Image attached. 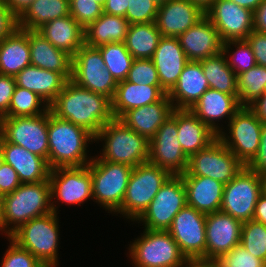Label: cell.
Here are the masks:
<instances>
[{"mask_svg": "<svg viewBox=\"0 0 266 267\" xmlns=\"http://www.w3.org/2000/svg\"><path fill=\"white\" fill-rule=\"evenodd\" d=\"M77 85L94 93L114 97L117 82L106 68L97 47L84 44L73 56L72 79Z\"/></svg>", "mask_w": 266, "mask_h": 267, "instance_id": "obj_15", "label": "cell"}, {"mask_svg": "<svg viewBox=\"0 0 266 267\" xmlns=\"http://www.w3.org/2000/svg\"><path fill=\"white\" fill-rule=\"evenodd\" d=\"M240 244L249 253L266 262V225L253 219L243 222Z\"/></svg>", "mask_w": 266, "mask_h": 267, "instance_id": "obj_42", "label": "cell"}, {"mask_svg": "<svg viewBox=\"0 0 266 267\" xmlns=\"http://www.w3.org/2000/svg\"><path fill=\"white\" fill-rule=\"evenodd\" d=\"M93 202L113 214L122 206L133 167L100 159L96 154L89 163Z\"/></svg>", "mask_w": 266, "mask_h": 267, "instance_id": "obj_8", "label": "cell"}, {"mask_svg": "<svg viewBox=\"0 0 266 267\" xmlns=\"http://www.w3.org/2000/svg\"><path fill=\"white\" fill-rule=\"evenodd\" d=\"M15 80L16 86L35 92L49 106L68 81L61 73L34 65L26 66L15 76Z\"/></svg>", "mask_w": 266, "mask_h": 267, "instance_id": "obj_29", "label": "cell"}, {"mask_svg": "<svg viewBox=\"0 0 266 267\" xmlns=\"http://www.w3.org/2000/svg\"><path fill=\"white\" fill-rule=\"evenodd\" d=\"M262 121L249 106H242L217 138L246 166L256 155Z\"/></svg>", "mask_w": 266, "mask_h": 267, "instance_id": "obj_9", "label": "cell"}, {"mask_svg": "<svg viewBox=\"0 0 266 267\" xmlns=\"http://www.w3.org/2000/svg\"><path fill=\"white\" fill-rule=\"evenodd\" d=\"M93 142L95 136L85 128L61 119L48 110L47 163L50 169L88 165L94 157L89 149Z\"/></svg>", "mask_w": 266, "mask_h": 267, "instance_id": "obj_2", "label": "cell"}, {"mask_svg": "<svg viewBox=\"0 0 266 267\" xmlns=\"http://www.w3.org/2000/svg\"><path fill=\"white\" fill-rule=\"evenodd\" d=\"M151 60L156 67L161 88L168 94L188 62L178 37L162 36Z\"/></svg>", "mask_w": 266, "mask_h": 267, "instance_id": "obj_23", "label": "cell"}, {"mask_svg": "<svg viewBox=\"0 0 266 267\" xmlns=\"http://www.w3.org/2000/svg\"><path fill=\"white\" fill-rule=\"evenodd\" d=\"M4 154H3V150H2V144H1V135H0V167L3 165L4 163Z\"/></svg>", "mask_w": 266, "mask_h": 267, "instance_id": "obj_62", "label": "cell"}, {"mask_svg": "<svg viewBox=\"0 0 266 267\" xmlns=\"http://www.w3.org/2000/svg\"><path fill=\"white\" fill-rule=\"evenodd\" d=\"M49 105L35 92L15 86L8 113L4 117H28L46 113Z\"/></svg>", "mask_w": 266, "mask_h": 267, "instance_id": "obj_40", "label": "cell"}, {"mask_svg": "<svg viewBox=\"0 0 266 267\" xmlns=\"http://www.w3.org/2000/svg\"><path fill=\"white\" fill-rule=\"evenodd\" d=\"M254 12L263 0H229Z\"/></svg>", "mask_w": 266, "mask_h": 267, "instance_id": "obj_58", "label": "cell"}, {"mask_svg": "<svg viewBox=\"0 0 266 267\" xmlns=\"http://www.w3.org/2000/svg\"><path fill=\"white\" fill-rule=\"evenodd\" d=\"M94 143H101L102 160L136 167L148 162L149 140L126 126L120 119H112L95 136Z\"/></svg>", "mask_w": 266, "mask_h": 267, "instance_id": "obj_4", "label": "cell"}, {"mask_svg": "<svg viewBox=\"0 0 266 267\" xmlns=\"http://www.w3.org/2000/svg\"><path fill=\"white\" fill-rule=\"evenodd\" d=\"M4 161L17 172L21 183H38L49 180L50 167L47 160L22 146L7 142L1 136Z\"/></svg>", "mask_w": 266, "mask_h": 267, "instance_id": "obj_24", "label": "cell"}, {"mask_svg": "<svg viewBox=\"0 0 266 267\" xmlns=\"http://www.w3.org/2000/svg\"><path fill=\"white\" fill-rule=\"evenodd\" d=\"M206 214L186 205L167 230L190 262L205 263Z\"/></svg>", "mask_w": 266, "mask_h": 267, "instance_id": "obj_17", "label": "cell"}, {"mask_svg": "<svg viewBox=\"0 0 266 267\" xmlns=\"http://www.w3.org/2000/svg\"><path fill=\"white\" fill-rule=\"evenodd\" d=\"M102 55L106 68L118 83L127 78L134 60L124 42L107 43L97 47Z\"/></svg>", "mask_w": 266, "mask_h": 267, "instance_id": "obj_39", "label": "cell"}, {"mask_svg": "<svg viewBox=\"0 0 266 267\" xmlns=\"http://www.w3.org/2000/svg\"><path fill=\"white\" fill-rule=\"evenodd\" d=\"M21 184L16 170L7 163L0 167V197L13 192Z\"/></svg>", "mask_w": 266, "mask_h": 267, "instance_id": "obj_50", "label": "cell"}, {"mask_svg": "<svg viewBox=\"0 0 266 267\" xmlns=\"http://www.w3.org/2000/svg\"><path fill=\"white\" fill-rule=\"evenodd\" d=\"M167 93L161 86L140 85L126 80L117 83L112 101V113L119 119L125 112L160 101Z\"/></svg>", "mask_w": 266, "mask_h": 267, "instance_id": "obj_31", "label": "cell"}, {"mask_svg": "<svg viewBox=\"0 0 266 267\" xmlns=\"http://www.w3.org/2000/svg\"><path fill=\"white\" fill-rule=\"evenodd\" d=\"M31 65L28 30L18 28L0 42V74L16 76Z\"/></svg>", "mask_w": 266, "mask_h": 267, "instance_id": "obj_33", "label": "cell"}, {"mask_svg": "<svg viewBox=\"0 0 266 267\" xmlns=\"http://www.w3.org/2000/svg\"><path fill=\"white\" fill-rule=\"evenodd\" d=\"M94 1H96L97 3H99L103 7L106 0H94Z\"/></svg>", "mask_w": 266, "mask_h": 267, "instance_id": "obj_64", "label": "cell"}, {"mask_svg": "<svg viewBox=\"0 0 266 267\" xmlns=\"http://www.w3.org/2000/svg\"><path fill=\"white\" fill-rule=\"evenodd\" d=\"M205 16L190 0H168L158 7L156 26L164 37H179Z\"/></svg>", "mask_w": 266, "mask_h": 267, "instance_id": "obj_21", "label": "cell"}, {"mask_svg": "<svg viewBox=\"0 0 266 267\" xmlns=\"http://www.w3.org/2000/svg\"><path fill=\"white\" fill-rule=\"evenodd\" d=\"M70 15L85 28L103 14V7L94 0H69Z\"/></svg>", "mask_w": 266, "mask_h": 267, "instance_id": "obj_47", "label": "cell"}, {"mask_svg": "<svg viewBox=\"0 0 266 267\" xmlns=\"http://www.w3.org/2000/svg\"><path fill=\"white\" fill-rule=\"evenodd\" d=\"M223 42L245 40L254 30L253 12L229 0H216L205 11Z\"/></svg>", "mask_w": 266, "mask_h": 267, "instance_id": "obj_18", "label": "cell"}, {"mask_svg": "<svg viewBox=\"0 0 266 267\" xmlns=\"http://www.w3.org/2000/svg\"><path fill=\"white\" fill-rule=\"evenodd\" d=\"M245 165L218 139L188 158L186 172L213 178L223 184L230 182Z\"/></svg>", "mask_w": 266, "mask_h": 267, "instance_id": "obj_12", "label": "cell"}, {"mask_svg": "<svg viewBox=\"0 0 266 267\" xmlns=\"http://www.w3.org/2000/svg\"><path fill=\"white\" fill-rule=\"evenodd\" d=\"M242 222L222 211L206 215L205 263L213 264L240 244Z\"/></svg>", "mask_w": 266, "mask_h": 267, "instance_id": "obj_19", "label": "cell"}, {"mask_svg": "<svg viewBox=\"0 0 266 267\" xmlns=\"http://www.w3.org/2000/svg\"><path fill=\"white\" fill-rule=\"evenodd\" d=\"M19 28L18 16L4 1H0V42Z\"/></svg>", "mask_w": 266, "mask_h": 267, "instance_id": "obj_48", "label": "cell"}, {"mask_svg": "<svg viewBox=\"0 0 266 267\" xmlns=\"http://www.w3.org/2000/svg\"><path fill=\"white\" fill-rule=\"evenodd\" d=\"M187 205L186 188L181 175H171L143 214L135 221L148 230L167 231L177 213Z\"/></svg>", "mask_w": 266, "mask_h": 267, "instance_id": "obj_11", "label": "cell"}, {"mask_svg": "<svg viewBox=\"0 0 266 267\" xmlns=\"http://www.w3.org/2000/svg\"><path fill=\"white\" fill-rule=\"evenodd\" d=\"M142 232L127 247L126 257L133 267H185L190 263L168 231Z\"/></svg>", "mask_w": 266, "mask_h": 267, "instance_id": "obj_5", "label": "cell"}, {"mask_svg": "<svg viewBox=\"0 0 266 267\" xmlns=\"http://www.w3.org/2000/svg\"><path fill=\"white\" fill-rule=\"evenodd\" d=\"M8 248L0 260V267H45L31 252L20 247L10 237Z\"/></svg>", "mask_w": 266, "mask_h": 267, "instance_id": "obj_43", "label": "cell"}, {"mask_svg": "<svg viewBox=\"0 0 266 267\" xmlns=\"http://www.w3.org/2000/svg\"><path fill=\"white\" fill-rule=\"evenodd\" d=\"M254 30L266 33V0H263L253 12Z\"/></svg>", "mask_w": 266, "mask_h": 267, "instance_id": "obj_54", "label": "cell"}, {"mask_svg": "<svg viewBox=\"0 0 266 267\" xmlns=\"http://www.w3.org/2000/svg\"><path fill=\"white\" fill-rule=\"evenodd\" d=\"M261 194L260 175L244 166L230 182L224 185L220 211L242 223L252 220Z\"/></svg>", "mask_w": 266, "mask_h": 267, "instance_id": "obj_13", "label": "cell"}, {"mask_svg": "<svg viewBox=\"0 0 266 267\" xmlns=\"http://www.w3.org/2000/svg\"><path fill=\"white\" fill-rule=\"evenodd\" d=\"M52 212L59 214V207L77 205L92 200V177L89 164L81 167H58L50 170ZM59 202V203H58ZM63 203V204H62Z\"/></svg>", "mask_w": 266, "mask_h": 267, "instance_id": "obj_10", "label": "cell"}, {"mask_svg": "<svg viewBox=\"0 0 266 267\" xmlns=\"http://www.w3.org/2000/svg\"><path fill=\"white\" fill-rule=\"evenodd\" d=\"M34 0H4L8 7L19 17Z\"/></svg>", "mask_w": 266, "mask_h": 267, "instance_id": "obj_57", "label": "cell"}, {"mask_svg": "<svg viewBox=\"0 0 266 267\" xmlns=\"http://www.w3.org/2000/svg\"><path fill=\"white\" fill-rule=\"evenodd\" d=\"M153 1L160 6L163 5L168 0H153Z\"/></svg>", "mask_w": 266, "mask_h": 267, "instance_id": "obj_63", "label": "cell"}, {"mask_svg": "<svg viewBox=\"0 0 266 267\" xmlns=\"http://www.w3.org/2000/svg\"><path fill=\"white\" fill-rule=\"evenodd\" d=\"M49 109L55 116L85 128L94 136L114 119L110 98L83 88L71 79Z\"/></svg>", "mask_w": 266, "mask_h": 267, "instance_id": "obj_1", "label": "cell"}, {"mask_svg": "<svg viewBox=\"0 0 266 267\" xmlns=\"http://www.w3.org/2000/svg\"><path fill=\"white\" fill-rule=\"evenodd\" d=\"M173 110L171 100L166 94L156 103L128 110L119 119L150 141L159 127L171 116Z\"/></svg>", "mask_w": 266, "mask_h": 267, "instance_id": "obj_25", "label": "cell"}, {"mask_svg": "<svg viewBox=\"0 0 266 267\" xmlns=\"http://www.w3.org/2000/svg\"><path fill=\"white\" fill-rule=\"evenodd\" d=\"M55 212L33 218L22 224L9 237L31 252L45 267H58L60 225Z\"/></svg>", "mask_w": 266, "mask_h": 267, "instance_id": "obj_6", "label": "cell"}, {"mask_svg": "<svg viewBox=\"0 0 266 267\" xmlns=\"http://www.w3.org/2000/svg\"><path fill=\"white\" fill-rule=\"evenodd\" d=\"M0 135L48 161V111L37 116L1 118Z\"/></svg>", "mask_w": 266, "mask_h": 267, "instance_id": "obj_14", "label": "cell"}, {"mask_svg": "<svg viewBox=\"0 0 266 267\" xmlns=\"http://www.w3.org/2000/svg\"><path fill=\"white\" fill-rule=\"evenodd\" d=\"M68 15L69 0H34L18 17L19 28L37 30L46 22Z\"/></svg>", "mask_w": 266, "mask_h": 267, "instance_id": "obj_35", "label": "cell"}, {"mask_svg": "<svg viewBox=\"0 0 266 267\" xmlns=\"http://www.w3.org/2000/svg\"><path fill=\"white\" fill-rule=\"evenodd\" d=\"M193 4L200 7L204 12L213 4L216 0H190Z\"/></svg>", "mask_w": 266, "mask_h": 267, "instance_id": "obj_59", "label": "cell"}, {"mask_svg": "<svg viewBox=\"0 0 266 267\" xmlns=\"http://www.w3.org/2000/svg\"><path fill=\"white\" fill-rule=\"evenodd\" d=\"M241 107L238 95L209 88L189 110L218 135Z\"/></svg>", "mask_w": 266, "mask_h": 267, "instance_id": "obj_20", "label": "cell"}, {"mask_svg": "<svg viewBox=\"0 0 266 267\" xmlns=\"http://www.w3.org/2000/svg\"><path fill=\"white\" fill-rule=\"evenodd\" d=\"M36 31L72 57L84 45V28L71 15L46 22Z\"/></svg>", "mask_w": 266, "mask_h": 267, "instance_id": "obj_30", "label": "cell"}, {"mask_svg": "<svg viewBox=\"0 0 266 267\" xmlns=\"http://www.w3.org/2000/svg\"><path fill=\"white\" fill-rule=\"evenodd\" d=\"M177 132V109H174L149 141L148 162L167 170L171 175H181L188 167L189 157L183 152Z\"/></svg>", "mask_w": 266, "mask_h": 267, "instance_id": "obj_16", "label": "cell"}, {"mask_svg": "<svg viewBox=\"0 0 266 267\" xmlns=\"http://www.w3.org/2000/svg\"><path fill=\"white\" fill-rule=\"evenodd\" d=\"M208 89L200 61H188L168 97L174 109H190Z\"/></svg>", "mask_w": 266, "mask_h": 267, "instance_id": "obj_26", "label": "cell"}, {"mask_svg": "<svg viewBox=\"0 0 266 267\" xmlns=\"http://www.w3.org/2000/svg\"><path fill=\"white\" fill-rule=\"evenodd\" d=\"M252 219L266 225V196L263 194L258 198Z\"/></svg>", "mask_w": 266, "mask_h": 267, "instance_id": "obj_55", "label": "cell"}, {"mask_svg": "<svg viewBox=\"0 0 266 267\" xmlns=\"http://www.w3.org/2000/svg\"><path fill=\"white\" fill-rule=\"evenodd\" d=\"M245 40L253 50L257 65L266 67V33L253 30Z\"/></svg>", "mask_w": 266, "mask_h": 267, "instance_id": "obj_51", "label": "cell"}, {"mask_svg": "<svg viewBox=\"0 0 266 267\" xmlns=\"http://www.w3.org/2000/svg\"><path fill=\"white\" fill-rule=\"evenodd\" d=\"M170 176L167 170L150 162L133 167L122 206L113 216L120 214V218L135 224Z\"/></svg>", "mask_w": 266, "mask_h": 267, "instance_id": "obj_7", "label": "cell"}, {"mask_svg": "<svg viewBox=\"0 0 266 267\" xmlns=\"http://www.w3.org/2000/svg\"><path fill=\"white\" fill-rule=\"evenodd\" d=\"M200 63L209 88L229 95H238L237 75L227 65L222 53L203 59Z\"/></svg>", "mask_w": 266, "mask_h": 267, "instance_id": "obj_37", "label": "cell"}, {"mask_svg": "<svg viewBox=\"0 0 266 267\" xmlns=\"http://www.w3.org/2000/svg\"><path fill=\"white\" fill-rule=\"evenodd\" d=\"M262 194L266 196V174L260 175Z\"/></svg>", "mask_w": 266, "mask_h": 267, "instance_id": "obj_61", "label": "cell"}, {"mask_svg": "<svg viewBox=\"0 0 266 267\" xmlns=\"http://www.w3.org/2000/svg\"><path fill=\"white\" fill-rule=\"evenodd\" d=\"M264 94H266V84H265V87H264Z\"/></svg>", "mask_w": 266, "mask_h": 267, "instance_id": "obj_66", "label": "cell"}, {"mask_svg": "<svg viewBox=\"0 0 266 267\" xmlns=\"http://www.w3.org/2000/svg\"><path fill=\"white\" fill-rule=\"evenodd\" d=\"M129 25L125 17L103 13L84 28V44L98 47L112 42H124Z\"/></svg>", "mask_w": 266, "mask_h": 267, "instance_id": "obj_34", "label": "cell"}, {"mask_svg": "<svg viewBox=\"0 0 266 267\" xmlns=\"http://www.w3.org/2000/svg\"><path fill=\"white\" fill-rule=\"evenodd\" d=\"M130 0H106L103 13L125 17Z\"/></svg>", "mask_w": 266, "mask_h": 267, "instance_id": "obj_53", "label": "cell"}, {"mask_svg": "<svg viewBox=\"0 0 266 267\" xmlns=\"http://www.w3.org/2000/svg\"><path fill=\"white\" fill-rule=\"evenodd\" d=\"M126 81L146 86H161L156 67L151 59H134Z\"/></svg>", "mask_w": 266, "mask_h": 267, "instance_id": "obj_45", "label": "cell"}, {"mask_svg": "<svg viewBox=\"0 0 266 267\" xmlns=\"http://www.w3.org/2000/svg\"><path fill=\"white\" fill-rule=\"evenodd\" d=\"M178 40L188 61H201L222 53L223 41L206 16L182 33Z\"/></svg>", "mask_w": 266, "mask_h": 267, "instance_id": "obj_22", "label": "cell"}, {"mask_svg": "<svg viewBox=\"0 0 266 267\" xmlns=\"http://www.w3.org/2000/svg\"><path fill=\"white\" fill-rule=\"evenodd\" d=\"M161 37L155 22L135 23L129 25L124 43L134 59H151Z\"/></svg>", "mask_w": 266, "mask_h": 267, "instance_id": "obj_36", "label": "cell"}, {"mask_svg": "<svg viewBox=\"0 0 266 267\" xmlns=\"http://www.w3.org/2000/svg\"><path fill=\"white\" fill-rule=\"evenodd\" d=\"M181 176L186 188L188 206L206 215L220 211L225 184L205 176Z\"/></svg>", "mask_w": 266, "mask_h": 267, "instance_id": "obj_27", "label": "cell"}, {"mask_svg": "<svg viewBox=\"0 0 266 267\" xmlns=\"http://www.w3.org/2000/svg\"><path fill=\"white\" fill-rule=\"evenodd\" d=\"M266 67L255 65L237 75L238 101L241 106H250L264 95Z\"/></svg>", "mask_w": 266, "mask_h": 267, "instance_id": "obj_38", "label": "cell"}, {"mask_svg": "<svg viewBox=\"0 0 266 267\" xmlns=\"http://www.w3.org/2000/svg\"><path fill=\"white\" fill-rule=\"evenodd\" d=\"M249 107L256 113L260 121L266 122V94L259 97Z\"/></svg>", "mask_w": 266, "mask_h": 267, "instance_id": "obj_56", "label": "cell"}, {"mask_svg": "<svg viewBox=\"0 0 266 267\" xmlns=\"http://www.w3.org/2000/svg\"><path fill=\"white\" fill-rule=\"evenodd\" d=\"M213 265L215 267H265V261L255 257L238 244L216 260Z\"/></svg>", "mask_w": 266, "mask_h": 267, "instance_id": "obj_44", "label": "cell"}, {"mask_svg": "<svg viewBox=\"0 0 266 267\" xmlns=\"http://www.w3.org/2000/svg\"><path fill=\"white\" fill-rule=\"evenodd\" d=\"M185 267H215V266L213 264H208V263L190 262Z\"/></svg>", "mask_w": 266, "mask_h": 267, "instance_id": "obj_60", "label": "cell"}, {"mask_svg": "<svg viewBox=\"0 0 266 267\" xmlns=\"http://www.w3.org/2000/svg\"><path fill=\"white\" fill-rule=\"evenodd\" d=\"M158 7L153 0H130L125 18L129 24L155 22Z\"/></svg>", "mask_w": 266, "mask_h": 267, "instance_id": "obj_46", "label": "cell"}, {"mask_svg": "<svg viewBox=\"0 0 266 267\" xmlns=\"http://www.w3.org/2000/svg\"><path fill=\"white\" fill-rule=\"evenodd\" d=\"M51 212L49 180L21 183L13 192L1 197L0 235L9 237L22 224Z\"/></svg>", "mask_w": 266, "mask_h": 267, "instance_id": "obj_3", "label": "cell"}, {"mask_svg": "<svg viewBox=\"0 0 266 267\" xmlns=\"http://www.w3.org/2000/svg\"><path fill=\"white\" fill-rule=\"evenodd\" d=\"M246 167L259 175L266 174V122H262L259 149Z\"/></svg>", "mask_w": 266, "mask_h": 267, "instance_id": "obj_52", "label": "cell"}, {"mask_svg": "<svg viewBox=\"0 0 266 267\" xmlns=\"http://www.w3.org/2000/svg\"><path fill=\"white\" fill-rule=\"evenodd\" d=\"M222 54L236 75L257 65L253 50L246 40L223 42Z\"/></svg>", "mask_w": 266, "mask_h": 267, "instance_id": "obj_41", "label": "cell"}, {"mask_svg": "<svg viewBox=\"0 0 266 267\" xmlns=\"http://www.w3.org/2000/svg\"><path fill=\"white\" fill-rule=\"evenodd\" d=\"M31 65L61 73L67 80L72 79L73 57L54 47L36 30H28Z\"/></svg>", "mask_w": 266, "mask_h": 267, "instance_id": "obj_28", "label": "cell"}, {"mask_svg": "<svg viewBox=\"0 0 266 267\" xmlns=\"http://www.w3.org/2000/svg\"><path fill=\"white\" fill-rule=\"evenodd\" d=\"M178 141L190 157L206 148L217 135L189 109H177Z\"/></svg>", "mask_w": 266, "mask_h": 267, "instance_id": "obj_32", "label": "cell"}, {"mask_svg": "<svg viewBox=\"0 0 266 267\" xmlns=\"http://www.w3.org/2000/svg\"><path fill=\"white\" fill-rule=\"evenodd\" d=\"M15 86L14 76L0 74V119L8 113Z\"/></svg>", "mask_w": 266, "mask_h": 267, "instance_id": "obj_49", "label": "cell"}, {"mask_svg": "<svg viewBox=\"0 0 266 267\" xmlns=\"http://www.w3.org/2000/svg\"><path fill=\"white\" fill-rule=\"evenodd\" d=\"M0 220H1V197H0Z\"/></svg>", "mask_w": 266, "mask_h": 267, "instance_id": "obj_65", "label": "cell"}]
</instances>
